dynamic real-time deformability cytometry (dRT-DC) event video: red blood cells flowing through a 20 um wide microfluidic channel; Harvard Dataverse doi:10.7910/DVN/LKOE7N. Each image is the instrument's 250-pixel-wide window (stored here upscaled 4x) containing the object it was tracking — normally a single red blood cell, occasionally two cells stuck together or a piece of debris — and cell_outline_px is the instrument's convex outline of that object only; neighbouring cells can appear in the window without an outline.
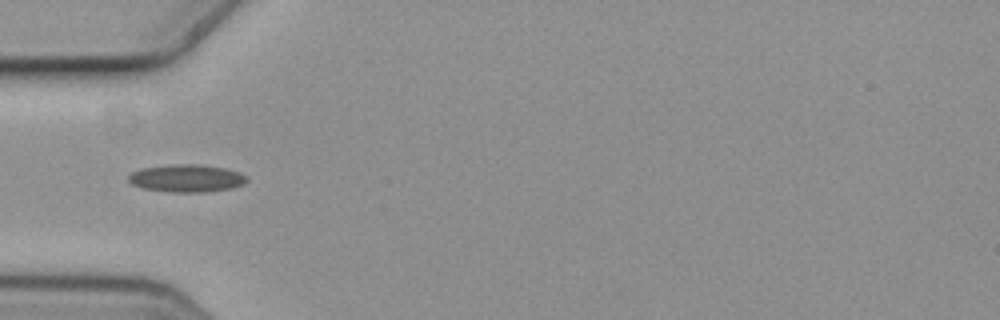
{"species": "common noctule bat (a hibernating species)", "species_latin": "Nyctalus noctula", "temperature_condition": "cold", "stored_images_in_passage": 1, "camera_frame_rate_fps": 3000, "um_per_image_px": 0.085, "animal": {"sex": "female", "body_mass_g": 19.3, "forearm_length_mm": 54.1}, "frame": {"image": 1, "passage_image": 1, "time_ms": 0.0, "image_size_px": [1000, 320], "cell_outline_px": [[248, 180], [244, 184], [232, 188], [208, 192], [168, 192], [144, 188], [132, 184], [128, 180], [128, 176], [132, 172], [140, 168], [172, 164], [196, 164], [224, 168], [240, 172], [248, 176]], "centroid_in_image_um": [15.88, 15.15], "position_along_channel_um": 69.1, "area_um2": 19.19}}